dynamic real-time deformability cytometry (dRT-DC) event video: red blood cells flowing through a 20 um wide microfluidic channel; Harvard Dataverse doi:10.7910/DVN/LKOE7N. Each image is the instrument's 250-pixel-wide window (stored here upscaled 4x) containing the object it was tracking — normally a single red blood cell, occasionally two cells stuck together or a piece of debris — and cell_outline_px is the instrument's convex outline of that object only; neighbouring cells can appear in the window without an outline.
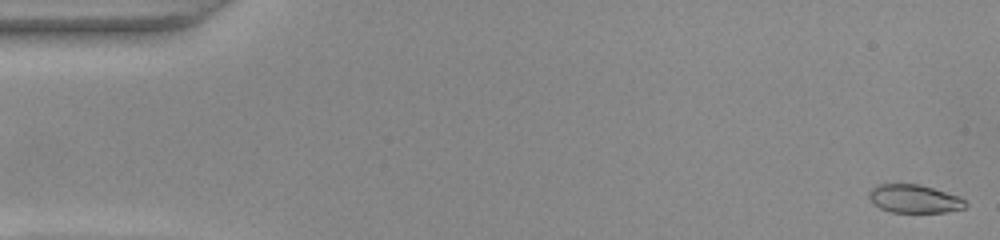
{"species": "common noctule bat (a hibernating species)", "species_latin": "Nyctalus noctula", "temperature_condition": "warm", "stored_images_in_passage": 52, "camera_frame_rate_fps": 3000, "um_per_image_px": 0.085, "animal": {"sex": "female", "body_mass_g": 22.0, "forearm_length_mm": 56.7}, "frame": {"image": 1, "passage_image": 1, "time_ms": 0.0, "image_size_px": [1000, 240], "cell_outline_px": [[968, 204], [964, 208], [944, 212], [892, 212], [880, 208], [872, 204], [868, 196], [868, 192], [872, 188], [880, 184], [920, 184], [960, 196]], "centroid_in_image_um": [77.7, 16.89], "position_along_channel_um": 7.3, "area_um2": 15.95}}
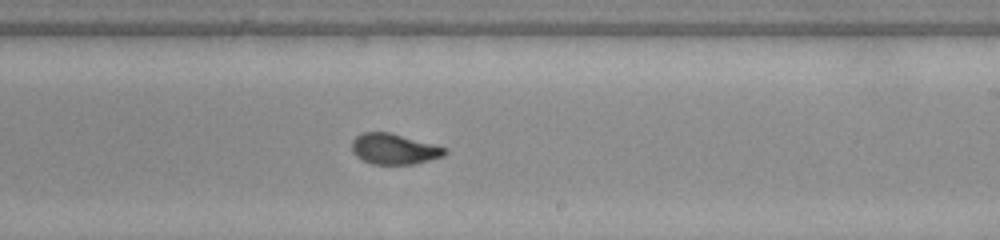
{"frame": {"image": 2, "passage_image": 31, "time_ms": 10.0, "image_size_px": [1000, 240], "cell_outline_px": [[448, 152], [444, 156], [412, 164], [372, 164], [356, 156], [352, 152], [352, 140], [356, 136], [364, 132], [388, 132], [448, 148]], "centroid_in_image_um": [33.5, 12.66], "position_along_channel_um": 255.5, "area_um2": 16.47}}
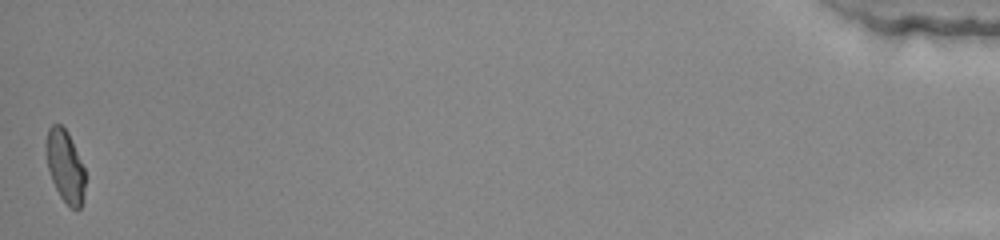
{"frame": {"image": 3, "passage_image": 52, "time_ms": 17.0, "image_size_px": [1000, 240], "cell_outline_px": [[84, 200], [80, 208], [72, 208], [60, 196], [52, 180], [48, 168], [48, 128], [52, 124], [60, 124], [68, 132], [84, 168]], "centroid_in_image_um": [5.57, 14.15], "position_along_channel_um": 429.6, "area_um2": 15.78}, "authors_computed_cell_mechanics": {"area_um2": 16.8776, "velocity_mm_per_s": 3.9134, "shape_relaxation_time_tau1_ms": 11.2849, "shape_relaxation_time_tau2_ms": 1.0767, "deformation_change_tau1": 0.3192, "deformation_change_tau2": 0.0526}}